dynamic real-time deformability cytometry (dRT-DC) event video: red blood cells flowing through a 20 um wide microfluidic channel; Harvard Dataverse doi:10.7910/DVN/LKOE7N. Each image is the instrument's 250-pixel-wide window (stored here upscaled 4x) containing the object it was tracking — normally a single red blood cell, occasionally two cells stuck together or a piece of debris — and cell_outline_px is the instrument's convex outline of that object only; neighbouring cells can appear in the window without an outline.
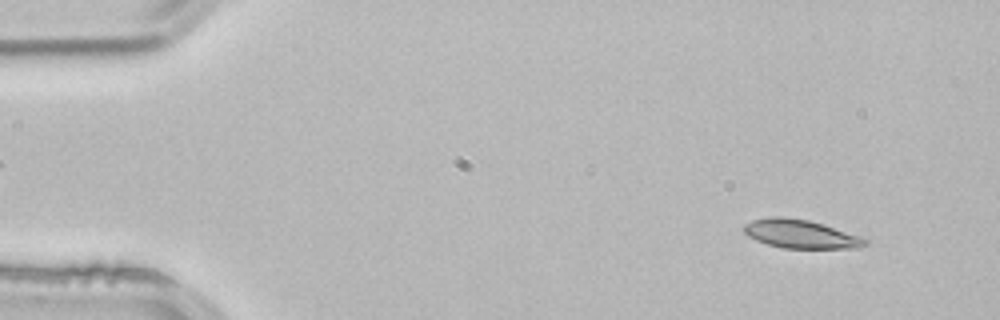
{"species": "common noctule bat (a hibernating species)", "species_latin": "Nyctalus noctula", "temperature_condition": "room temperature", "stored_images_in_passage": 3, "segment_of_instrument_passage": [2, 2], "camera_frame_rate_fps": 3000, "um_per_image_px": 0.085, "animal": {"sex": "male", "body_mass_g": 21.5, "forearm_length_mm": 52.0}, "frame": {"image": 1, "passage_image": 3, "time_ms": 0.667, "image_size_px": [1000, 320], "cell_outline_px": [[868, 244], [856, 248], [784, 248], [768, 244], [756, 240], [748, 236], [744, 232], [744, 224], [752, 220], [772, 216], [780, 216], [808, 220], [868, 240]], "centroid_in_image_um": [67.97, 19.89], "position_along_channel_um": 17.0, "area_um2": 19.65}}